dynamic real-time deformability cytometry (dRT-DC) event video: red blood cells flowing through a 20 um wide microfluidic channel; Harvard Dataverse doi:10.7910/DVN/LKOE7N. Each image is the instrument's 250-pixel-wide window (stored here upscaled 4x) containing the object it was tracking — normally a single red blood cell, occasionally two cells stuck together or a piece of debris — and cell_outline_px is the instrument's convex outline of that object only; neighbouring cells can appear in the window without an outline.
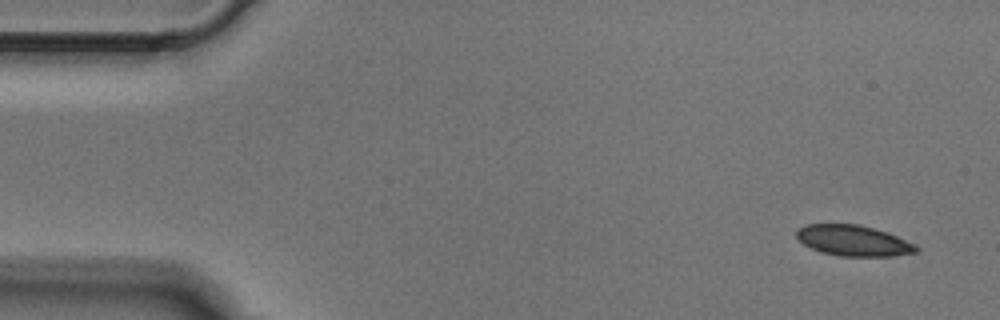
{"species": "Egyptian fruit bat (a non-hibernating species)", "species_latin": "Rousettus aegyptiacus", "temperature_condition": "cold", "stored_images_in_passage": 4, "camera_frame_rate_fps": 3000, "um_per_image_px": 0.085, "animal": {"sex": "male"}, "frame": {"image": 1, "passage_image": 1, "time_ms": 0.0, "image_size_px": [1000, 320], "cell_outline_px": [[920, 248], [916, 252], [888, 256], [840, 256], [820, 252], [804, 244], [796, 236], [796, 232], [800, 228], [808, 224], [860, 224], [888, 232], [916, 244]], "centroid_in_image_um": [72.57, 20.45], "position_along_channel_um": 12.4, "area_um2": 21.39}}
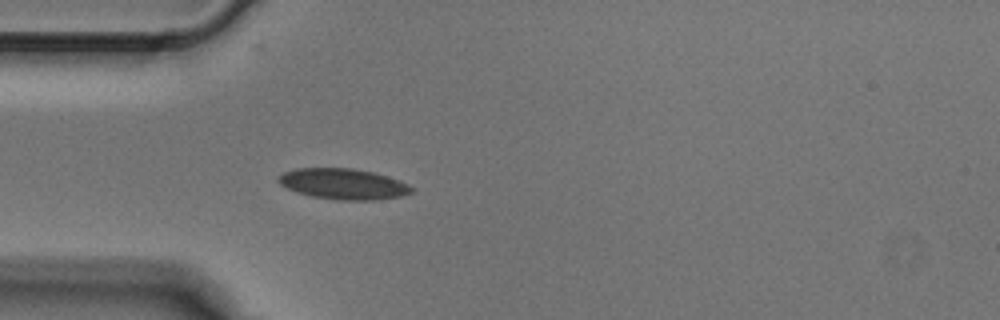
{"frame": {"image": 2, "passage_image": 4, "time_ms": 1.0, "image_size_px": [1000, 320], "cell_outline_px": [[412, 192], [400, 196], [372, 200], [336, 200], [312, 196], [296, 192], [280, 184], [276, 180], [284, 172], [296, 168], [352, 168], [372, 172], [388, 176], [400, 180], [408, 184], [412, 188]], "centroid_in_image_um": [29.17, 15.63], "position_along_channel_um": 55.8, "area_um2": 23.76}}